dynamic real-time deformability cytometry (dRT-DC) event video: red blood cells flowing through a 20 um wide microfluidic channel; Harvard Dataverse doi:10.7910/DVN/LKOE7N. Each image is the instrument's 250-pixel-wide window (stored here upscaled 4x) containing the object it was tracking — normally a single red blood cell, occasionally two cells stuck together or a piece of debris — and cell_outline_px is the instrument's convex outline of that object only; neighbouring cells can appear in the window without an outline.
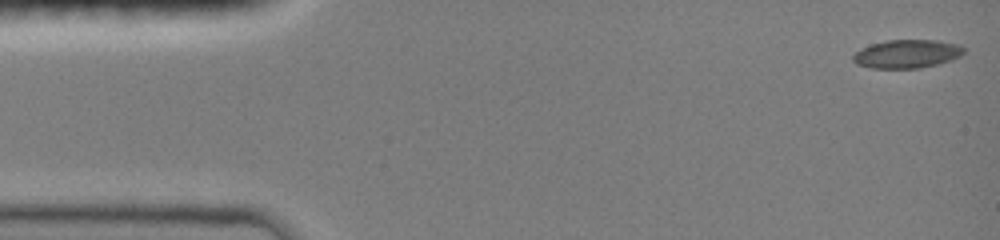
{"species": "common noctule bat (a hibernating species)", "species_latin": "Nyctalus noctula", "temperature_condition": "room temperature", "stored_images_in_passage": 45, "camera_frame_rate_fps": 3000, "um_per_image_px": 0.085, "animal": {"sex": "female", "body_mass_g": 19.0, "forearm_length_mm": 51.5}, "frame": {"image": 1, "passage_image": 1, "time_ms": 0.0, "image_size_px": [1000, 240], "cell_outline_px": [[964, 52], [960, 56], [952, 60], [920, 68], [872, 68], [856, 64], [852, 60], [852, 56], [860, 48], [872, 44], [888, 40], [936, 40], [960, 44], [964, 48]], "centroid_in_image_um": [77.09, 4.58], "position_along_channel_um": 7.9, "area_um2": 18.38}}
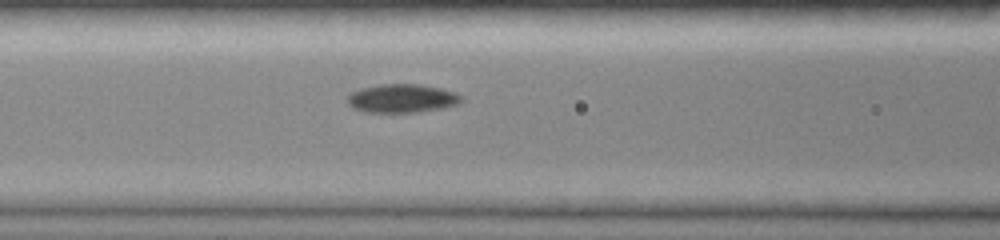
{"frame": {"image": 2, "passage_image": 19, "time_ms": 6.0, "image_size_px": [1000, 240], "cell_outline_px": [[464, 100], [460, 104], [444, 108], [416, 112], [364, 112], [352, 108], [348, 104], [348, 96], [352, 92], [360, 88], [384, 84], [420, 84], [440, 88], [456, 92]], "centroid_in_image_um": [34.2, 8.37], "position_along_channel_um": 132.4, "area_um2": 19.07}}
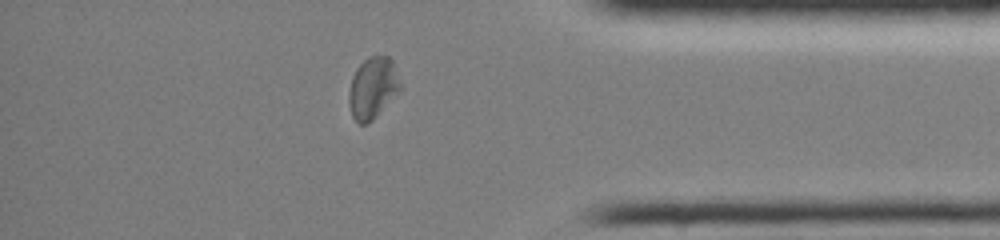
{"frame": {"image": 3, "passage_image": 38, "time_ms": 12.333, "image_size_px": [1000, 240], "cell_outline_px": [[400, 88], [376, 116], [372, 120], [364, 124], [360, 124], [352, 116], [348, 104], [348, 92], [352, 76], [356, 68], [368, 56], [388, 56], [392, 60], [400, 84]], "centroid_in_image_um": [31.63, 7.46], "position_along_channel_um": 403.6, "area_um2": 18.03}, "authors_computed_cell_mechanics": {"area_um2": 18.2648, "velocity_mm_per_s": 4.045, "shape_relaxation_time_tau1_ms": 9.0841, "shape_relaxation_time_tau2_ms": 3.156, "deformation_change_tau1": 0.184, "deformation_change_tau2": 0.0783}}